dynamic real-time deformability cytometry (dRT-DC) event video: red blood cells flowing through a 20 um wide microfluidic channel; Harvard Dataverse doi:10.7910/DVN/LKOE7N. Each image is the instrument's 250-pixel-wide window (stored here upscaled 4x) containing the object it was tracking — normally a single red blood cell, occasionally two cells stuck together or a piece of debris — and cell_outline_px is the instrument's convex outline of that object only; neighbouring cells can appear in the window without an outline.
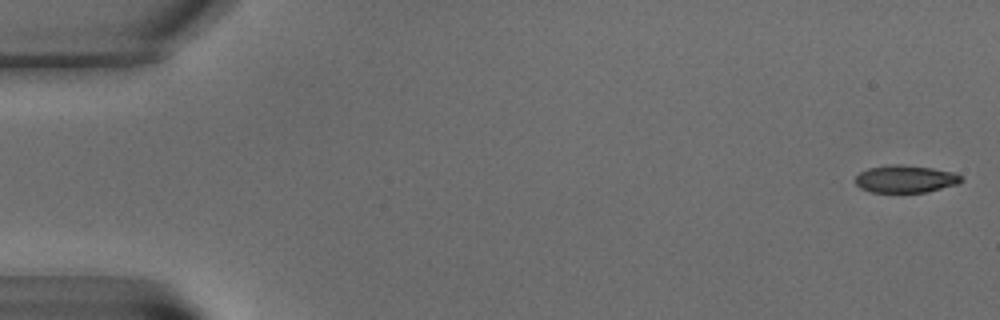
{"species": "common noctule bat (a hibernating species)", "species_latin": "Nyctalus noctula", "temperature_condition": "warm", "stored_images_in_passage": 6, "camera_frame_rate_fps": 3000, "um_per_image_px": 0.085, "animal": {"sex": "male", "body_mass_g": 15.6}, "frame": {"image": 1, "passage_image": 1, "time_ms": 0.0, "image_size_px": [1000, 320], "cell_outline_px": [[964, 180], [956, 184], [924, 192], [872, 192], [860, 188], [856, 184], [856, 176], [860, 172], [868, 168], [892, 164], [900, 164], [932, 168], [956, 172]], "centroid_in_image_um": [76.95, 15.2], "position_along_channel_um": 8.0, "area_um2": 16.82}}
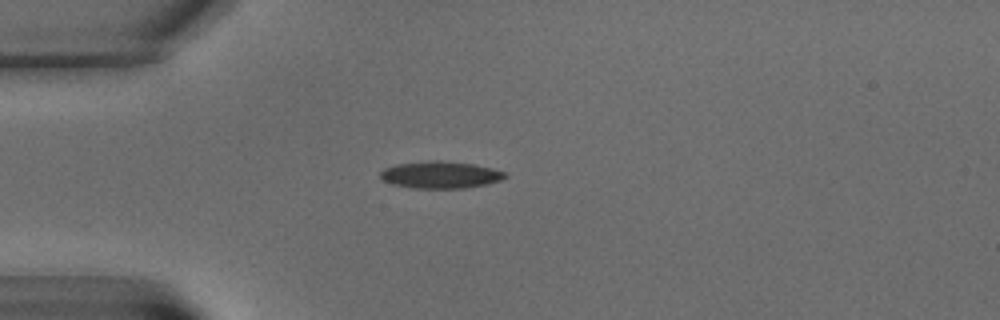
{"frame": {"image": 2, "passage_image": 4, "time_ms": 6.0, "image_size_px": [1000, 320], "cell_outline_px": [[508, 176], [500, 180], [488, 184], [464, 188], [416, 188], [392, 184], [384, 180], [380, 176], [380, 172], [384, 168], [396, 164], [428, 160], [440, 160], [472, 164], [492, 168], [504, 172]], "centroid_in_image_um": [37.43, 14.85], "position_along_channel_um": 47.6, "area_um2": 19.59}}
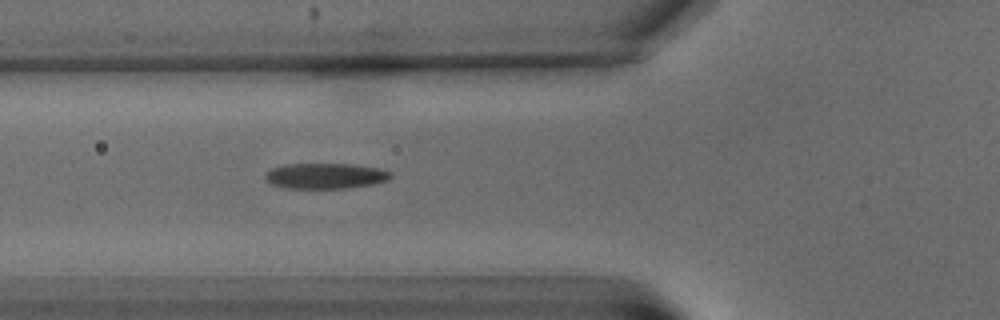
{"frame": {"image": 3, "passage_image": 6, "time_ms": 8.333, "image_size_px": [1000, 320], "cell_outline_px": [[392, 176], [388, 180], [372, 184], [348, 188], [284, 188], [272, 184], [264, 176], [272, 168], [284, 164], [352, 164], [380, 168], [392, 172]], "centroid_in_image_um": [27.69, 14.95], "position_along_channel_um": 98.1, "area_um2": 18.67}}